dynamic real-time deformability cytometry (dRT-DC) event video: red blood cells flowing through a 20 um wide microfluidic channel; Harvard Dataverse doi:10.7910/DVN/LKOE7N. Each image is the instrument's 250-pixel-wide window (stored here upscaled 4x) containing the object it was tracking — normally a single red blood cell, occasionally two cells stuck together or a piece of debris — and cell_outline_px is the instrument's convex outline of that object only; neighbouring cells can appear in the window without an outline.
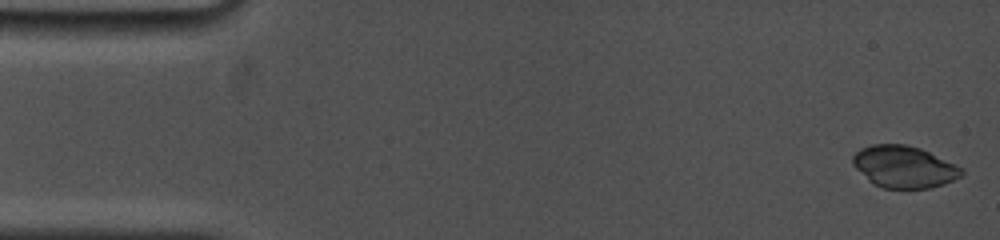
{"species": "common noctule bat (a hibernating species)", "species_latin": "Nyctalus noctula", "temperature_condition": "cold", "stored_images_in_passage": 4, "camera_frame_rate_fps": 5000, "um_per_image_px": 0.085, "animal": {"sex": "female", "body_mass_g": 19.0, "forearm_length_mm": 53.3}, "frame": {"image": 1, "passage_image": 1, "time_ms": 0.0, "image_size_px": [1000, 240], "cell_outline_px": [[964, 172], [960, 176], [944, 184], [928, 188], [884, 188], [872, 184], [852, 164], [852, 156], [860, 148], [872, 144], [904, 144], [920, 148], [964, 168]], "centroid_in_image_um": [76.82, 14.17], "position_along_channel_um": 8.2, "area_um2": 26.53}}